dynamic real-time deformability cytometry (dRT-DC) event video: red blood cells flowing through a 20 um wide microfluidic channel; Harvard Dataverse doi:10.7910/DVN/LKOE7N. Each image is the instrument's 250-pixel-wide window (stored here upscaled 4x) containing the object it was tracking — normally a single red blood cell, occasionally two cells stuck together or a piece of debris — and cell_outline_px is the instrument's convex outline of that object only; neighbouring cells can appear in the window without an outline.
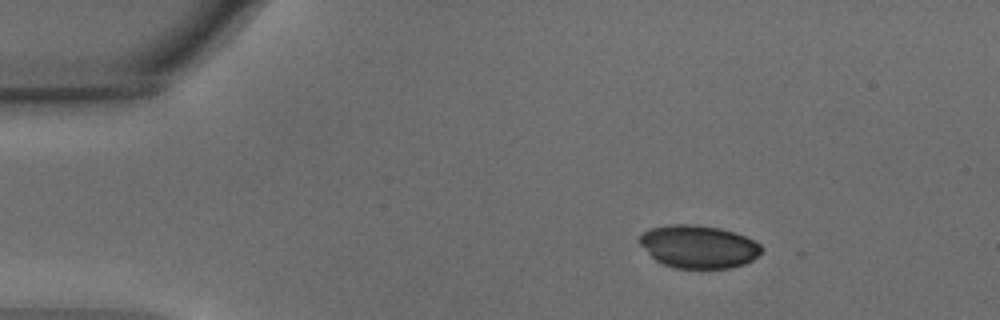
{"species": "common noctule bat (a hibernating species)", "species_latin": "Nyctalus noctula", "temperature_condition": "warm", "stored_images_in_passage": 16, "camera_frame_rate_fps": 3000, "um_per_image_px": 0.085, "animal": {"sex": "male", "body_mass_g": 15.6}, "frame": {"image": 1, "passage_image": 8, "time_ms": 2.333, "image_size_px": [1000, 320], "cell_outline_px": [[764, 248], [752, 260], [744, 264], [732, 268], [676, 268], [664, 264], [656, 260], [636, 240], [644, 232], [652, 228], [668, 224], [696, 224], [720, 228], [736, 232], [760, 244]], "centroid_in_image_um": [59.38, 20.95], "position_along_channel_um": 25.6, "area_um2": 30.46}}